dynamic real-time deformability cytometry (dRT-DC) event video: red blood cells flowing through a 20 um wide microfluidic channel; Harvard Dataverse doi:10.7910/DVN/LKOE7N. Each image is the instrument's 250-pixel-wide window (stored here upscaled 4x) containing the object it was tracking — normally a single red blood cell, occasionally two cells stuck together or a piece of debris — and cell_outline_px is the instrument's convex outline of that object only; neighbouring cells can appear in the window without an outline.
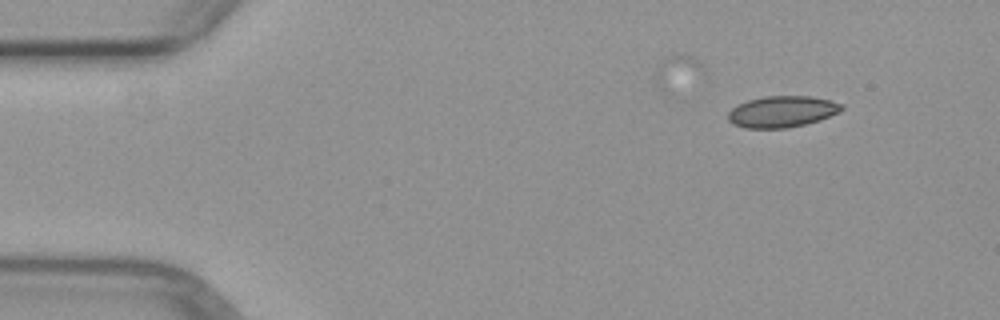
{"species": "common noctule bat (a hibernating species)", "species_latin": "Nyctalus noctula", "temperature_condition": "warm", "stored_images_in_passage": 4, "camera_frame_rate_fps": 3000, "um_per_image_px": 0.085, "animal": {"sex": "female", "body_mass_g": 29.2, "forearm_length_mm": 56.3}, "frame": {"image": 1, "passage_image": 1, "time_ms": 0.0, "image_size_px": [1000, 320], "cell_outline_px": [[844, 108], [820, 120], [788, 128], [744, 128], [732, 124], [728, 120], [728, 112], [732, 108], [748, 100], [764, 96], [808, 96], [828, 100], [844, 104]], "centroid_in_image_um": [66.44, 9.49], "position_along_channel_um": 18.6, "area_um2": 20.58}}
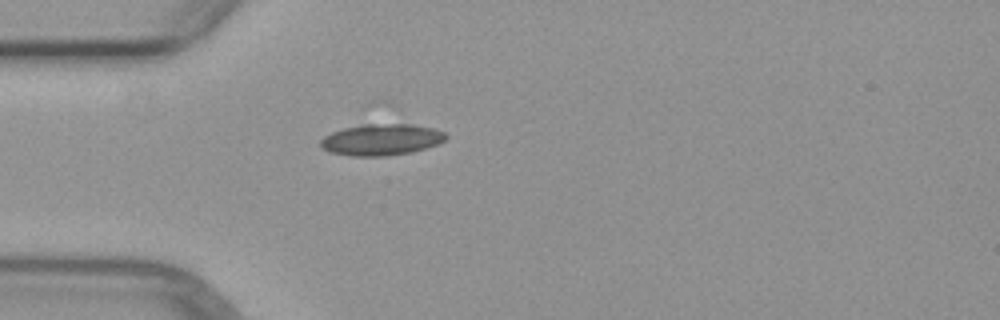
{"frame": {"image": 2, "passage_image": 2, "time_ms": 3.0, "image_size_px": [1000, 320], "cell_outline_px": [[448, 136], [444, 140], [436, 144], [412, 152], [384, 156], [352, 156], [332, 152], [324, 148], [320, 144], [320, 140], [324, 136], [332, 132], [344, 128], [360, 124], [412, 124], [432, 128], [444, 132]], "centroid_in_image_um": [32.41, 11.86], "position_along_channel_um": 52.6, "area_um2": 22.72}}